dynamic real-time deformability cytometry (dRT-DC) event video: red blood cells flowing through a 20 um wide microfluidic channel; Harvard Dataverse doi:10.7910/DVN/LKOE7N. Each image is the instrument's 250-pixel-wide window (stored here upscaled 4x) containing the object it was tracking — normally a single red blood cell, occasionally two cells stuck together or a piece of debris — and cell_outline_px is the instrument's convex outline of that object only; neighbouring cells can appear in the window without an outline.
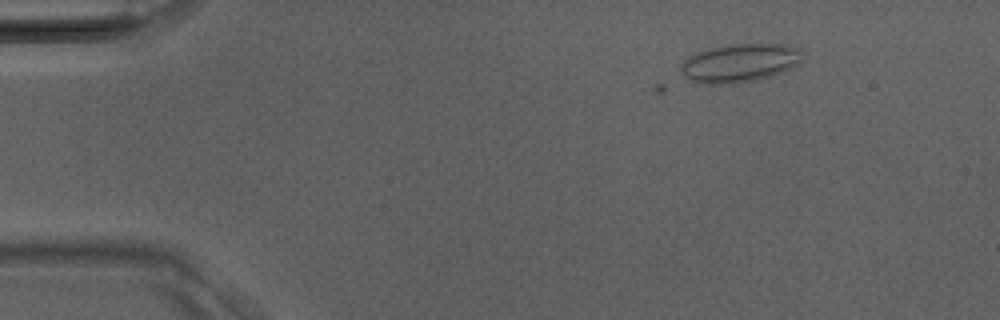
{"species": "Egyptian fruit bat (a non-hibernating species)", "species_latin": "Rousettus aegyptiacus", "temperature_condition": "room temperature", "stored_images_in_passage": 7, "camera_frame_rate_fps": 3000, "um_per_image_px": 0.085, "animal": {"sex": "male"}, "frame": {"image": 1, "passage_image": 7, "time_ms": 2.0, "image_size_px": [1000, 320], "cell_outline_px": [[800, 64], [772, 76], [732, 84], [708, 84], [692, 80], [684, 72], [680, 64], [688, 56], [696, 52], [708, 48], [732, 44], [788, 44], [800, 48]], "centroid_in_image_um": [62.91, 5.33], "position_along_channel_um": 22.1, "area_um2": 26.99}}